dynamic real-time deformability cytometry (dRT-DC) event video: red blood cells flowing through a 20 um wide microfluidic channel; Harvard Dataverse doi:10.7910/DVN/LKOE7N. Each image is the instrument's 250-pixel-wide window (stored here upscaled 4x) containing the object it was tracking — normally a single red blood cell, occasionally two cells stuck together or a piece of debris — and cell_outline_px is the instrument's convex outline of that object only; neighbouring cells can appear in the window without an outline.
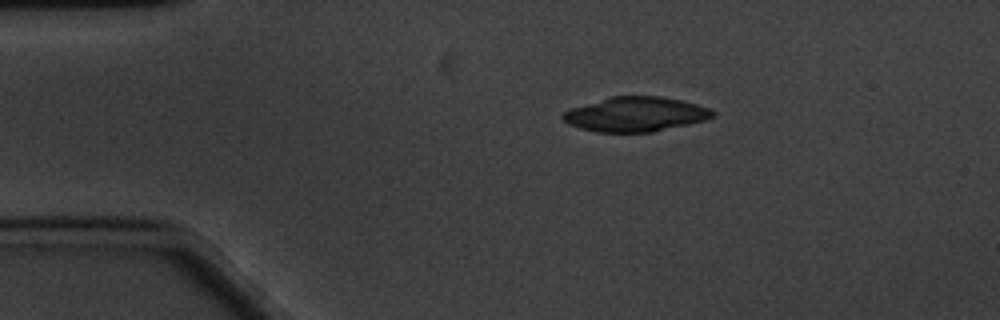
{"species": "common noctule bat (a hibernating species)", "species_latin": "Nyctalus noctula", "temperature_condition": "cold", "stored_images_in_passage": 49, "camera_frame_rate_fps": 3000, "um_per_image_px": 0.085, "animal": {"sex": "male", "body_mass_g": 20.1, "forearm_length_mm": 53.5}, "frame": {"image": 1, "passage_image": 1, "time_ms": 0.0, "image_size_px": [1000, 320], "cell_outline_px": [[716, 116], [708, 120], [652, 132], [596, 132], [580, 128], [568, 124], [560, 116], [564, 112], [572, 108], [608, 96], [660, 96], [680, 100], [696, 104], [708, 108], [716, 112]], "centroid_in_image_um": [54.04, 9.71], "position_along_channel_um": 31.0, "area_um2": 30.35}}